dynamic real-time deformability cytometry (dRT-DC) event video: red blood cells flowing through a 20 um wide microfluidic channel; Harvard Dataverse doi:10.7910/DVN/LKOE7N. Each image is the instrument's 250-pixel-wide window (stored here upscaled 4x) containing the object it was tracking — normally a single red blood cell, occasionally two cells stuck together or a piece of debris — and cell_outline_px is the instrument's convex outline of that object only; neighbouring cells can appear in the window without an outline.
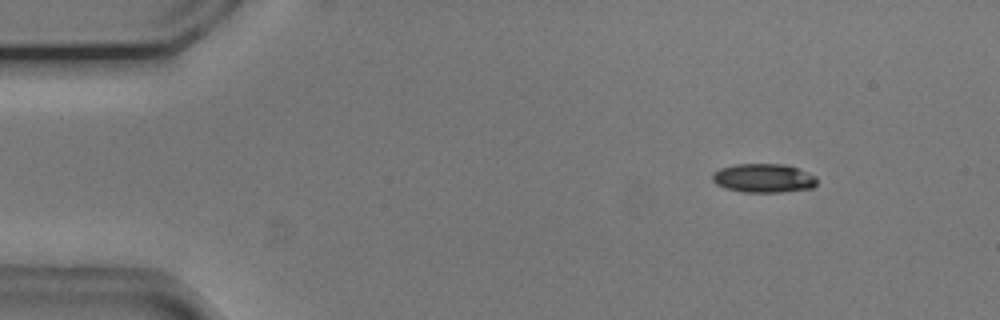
{"species": "common noctule bat (a hibernating species)", "species_latin": "Nyctalus noctula", "temperature_condition": "cold", "stored_images_in_passage": 54, "camera_frame_rate_fps": 3000, "um_per_image_px": 0.085, "animal": {"sex": "male", "body_mass_g": 20.5, "forearm_length_mm": 52.5}, "frame": {"image": 1, "passage_image": 7, "time_ms": 2.0, "image_size_px": [1000, 320], "cell_outline_px": [[816, 184], [812, 188], [780, 192], [744, 192], [724, 188], [716, 184], [712, 180], [712, 172], [720, 168], [736, 164], [784, 164], [796, 168], [816, 176]], "centroid_in_image_um": [64.86, 15.14], "position_along_channel_um": 20.1, "area_um2": 17.57}}
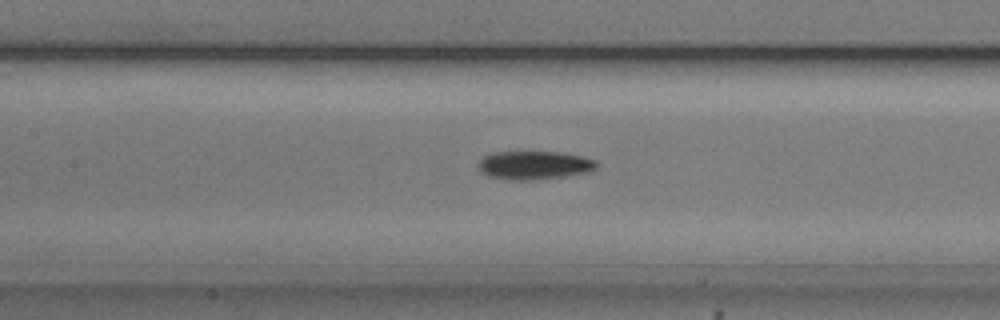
{"frame": {"image": 2, "passage_image": 25, "time_ms": 8.0, "image_size_px": [1000, 320], "cell_outline_px": [[600, 164], [596, 168], [588, 172], [564, 176], [532, 180], [508, 180], [488, 176], [480, 172], [476, 164], [484, 156], [492, 152], [560, 152], [584, 156], [596, 160]], "centroid_in_image_um": [45.4, 14.04], "position_along_channel_um": 162.0, "area_um2": 19.88}}
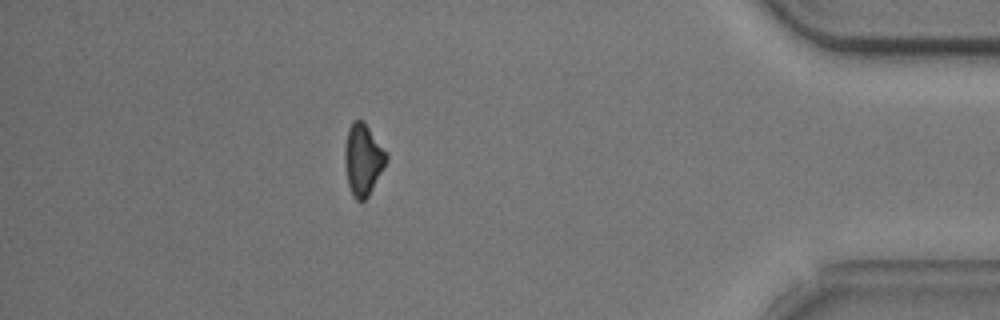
{"frame": {"image": 3, "passage_image": 48, "time_ms": 15.667, "image_size_px": [1000, 320], "cell_outline_px": [[388, 160], [384, 168], [368, 196], [360, 204], [352, 196], [348, 184], [344, 160], [344, 148], [348, 128], [352, 120], [364, 120], [388, 152]], "centroid_in_image_um": [30.87, 13.54], "position_along_channel_um": 404.3, "area_um2": 17.8}, "authors_computed_cell_mechanics": {"area_um2": 18.4382, "velocity_mm_per_s": 3.7513, "shape_relaxation_time_tau1_ms": 2.7166, "shape_relaxation_time_tau2_ms": null, "deformation_change_tau1": 0.094, "deformation_change_tau2": null}}